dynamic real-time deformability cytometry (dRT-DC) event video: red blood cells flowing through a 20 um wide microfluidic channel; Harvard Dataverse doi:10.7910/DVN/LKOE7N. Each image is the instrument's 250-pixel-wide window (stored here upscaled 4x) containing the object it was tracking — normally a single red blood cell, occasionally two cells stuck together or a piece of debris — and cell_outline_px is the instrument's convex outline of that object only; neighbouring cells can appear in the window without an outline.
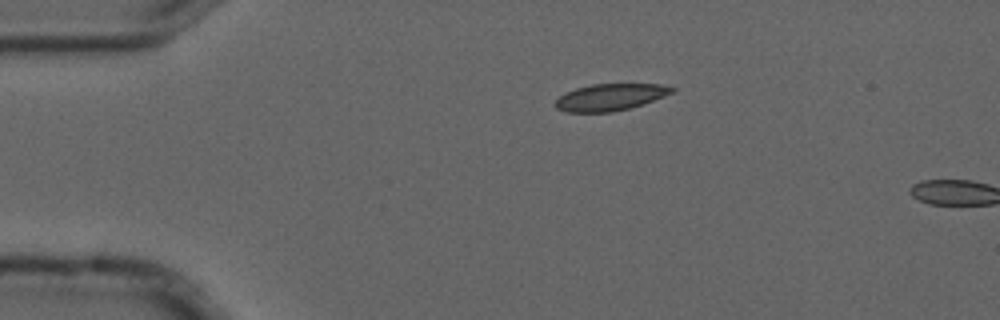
{"species": "common noctule bat (a hibernating species)", "species_latin": "Nyctalus noctula", "temperature_condition": "cold", "stored_images_in_passage": 2, "camera_frame_rate_fps": 3000, "um_per_image_px": 0.085, "animal": {"sex": "male", "forearm_length_mm": 52.5}, "frame": {"image": 1, "passage_image": 1, "time_ms": 0.0, "image_size_px": [1000, 320], "cell_outline_px": [[676, 88], [672, 92], [664, 96], [628, 108], [612, 112], [564, 112], [556, 108], [552, 104], [560, 96], [576, 88], [592, 84], [660, 84]], "centroid_in_image_um": [51.81, 8.26], "position_along_channel_um": 33.2, "area_um2": 17.98}}